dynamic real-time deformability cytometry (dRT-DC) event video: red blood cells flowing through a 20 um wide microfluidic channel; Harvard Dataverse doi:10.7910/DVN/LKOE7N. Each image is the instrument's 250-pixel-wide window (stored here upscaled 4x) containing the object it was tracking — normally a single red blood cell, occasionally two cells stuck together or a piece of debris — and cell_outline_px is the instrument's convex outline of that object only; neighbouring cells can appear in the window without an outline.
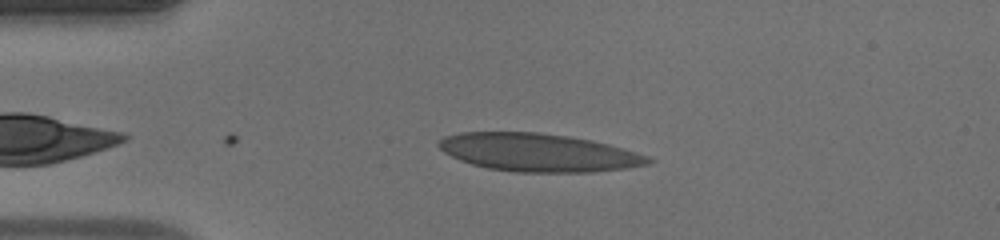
{"species": "human", "species_latin": "Homo sapiens", "temperature_condition": "warm", "stored_images_in_passage": 41, "camera_frame_rate_fps": 3000, "um_per_image_px": 0.085, "donor": {"sex": "male"}, "frame": {"image": 1, "passage_image": 3, "time_ms": 0.667, "image_size_px": [1000, 240], "cell_outline_px": [[656, 160], [648, 164], [628, 168], [592, 172], [516, 172], [488, 168], [472, 164], [460, 160], [444, 152], [436, 144], [444, 136], [460, 132], [536, 132], [568, 136], [592, 140], [608, 144], [636, 152], [648, 156]], "centroid_in_image_um": [45.78, 12.96], "position_along_channel_um": 39.2, "area_um2": 46.41}}
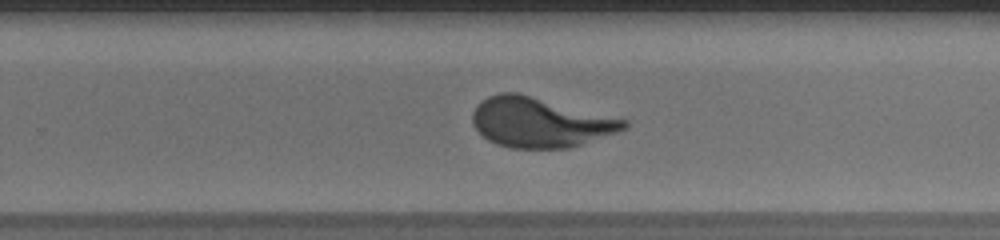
{"frame": {"image": 2, "passage_image": 23, "time_ms": 7.333, "image_size_px": [1000, 240], "cell_outline_px": [[628, 128], [568, 148], [512, 148], [496, 144], [488, 140], [472, 124], [472, 112], [488, 96], [500, 92], [516, 92], [628, 120]], "centroid_in_image_um": [45.89, 10.4], "position_along_channel_um": 283.9, "area_um2": 43.47}}
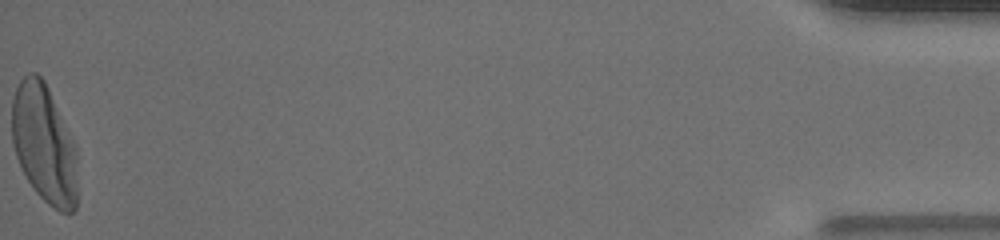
{"frame": {"image": 3, "passage_image": 41, "time_ms": 13.333, "image_size_px": [1000, 240], "cell_outline_px": [[76, 208], [72, 212], [60, 212], [48, 204], [36, 192], [28, 180], [16, 156], [12, 140], [12, 100], [16, 88], [20, 80], [28, 72], [36, 72], [44, 80], [48, 88], [76, 148]], "centroid_in_image_um": [3.73, 12.22], "position_along_channel_um": 431.5, "area_um2": 44.85}, "authors_computed_cell_mechanics": {"area_um2": 44.217, "velocity_mm_per_s": 4.1229, "shape_relaxation_time_tau1_ms": 4.9666, "shape_relaxation_time_tau2_ms": null, "deformation_change_tau1": 0.2355, "deformation_change_tau2": null}}